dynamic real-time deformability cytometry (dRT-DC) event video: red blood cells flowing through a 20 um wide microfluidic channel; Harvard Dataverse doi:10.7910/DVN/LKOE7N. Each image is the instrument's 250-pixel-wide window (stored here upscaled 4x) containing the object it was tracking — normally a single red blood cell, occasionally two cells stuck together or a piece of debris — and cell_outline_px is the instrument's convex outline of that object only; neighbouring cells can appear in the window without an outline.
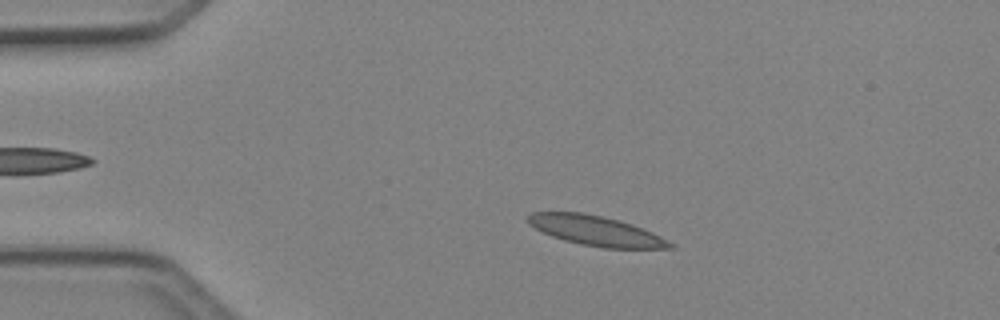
{"species": "Egyptian fruit bat (a non-hibernating species)", "species_latin": "Rousettus aegyptiacus", "temperature_condition": "cold", "stored_images_in_passage": 47, "camera_frame_rate_fps": 3000, "um_per_image_px": 0.085, "animal": {"sex": "female"}, "frame": {"image": 1, "passage_image": 9, "time_ms": 2.667, "image_size_px": [1000, 320], "cell_outline_px": [[676, 244], [672, 248], [604, 248], [580, 244], [564, 240], [552, 236], [528, 224], [528, 216], [532, 212], [584, 212], [620, 220], [632, 224], [652, 232]], "centroid_in_image_um": [50.68, 19.61], "position_along_channel_um": 34.3, "area_um2": 24.62}}
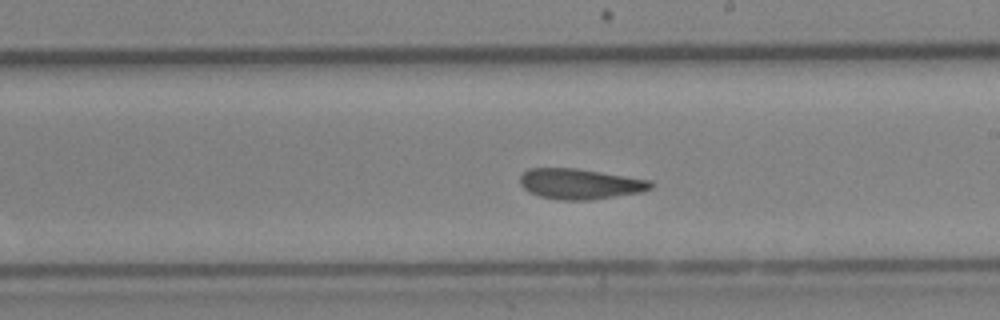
{"frame": {"image": 2, "passage_image": 27, "time_ms": 8.667, "image_size_px": [1000, 320], "cell_outline_px": [[652, 188], [640, 192], [592, 200], [560, 200], [540, 196], [528, 192], [520, 184], [520, 176], [528, 168], [576, 168], [652, 180]], "centroid_in_image_um": [49.29, 15.63], "position_along_channel_um": 239.7, "area_um2": 23.24}}
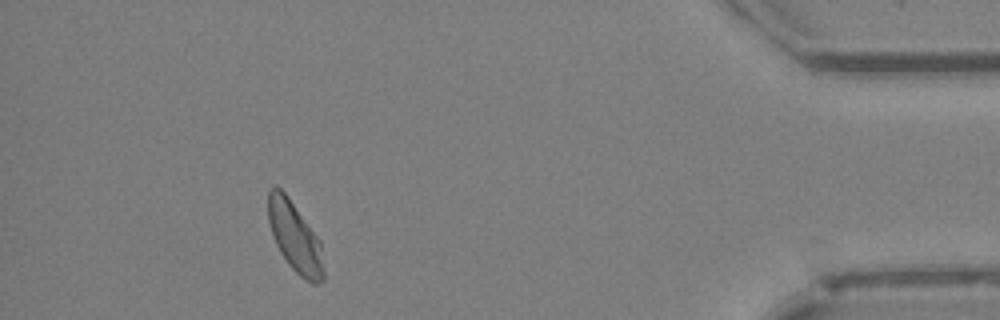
{"frame": {"image": 3, "passage_image": 43, "time_ms": 14.0, "image_size_px": [1000, 320], "cell_outline_px": [[324, 280], [316, 284], [312, 284], [300, 276], [288, 264], [280, 252], [276, 244], [268, 220], [268, 192], [276, 184], [284, 192], [320, 240], [324, 272]], "centroid_in_image_um": [25.07, 20.17], "position_along_channel_um": 410.1, "area_um2": 22.37}, "authors_computed_cell_mechanics": {"area_um2": 23.3512, "velocity_mm_per_s": 4.1957, "shape_relaxation_time_tau1_ms": 6.2363, "shape_relaxation_time_tau2_ms": 2.8761, "deformation_change_tau1": 0.1676, "deformation_change_tau2": 0.0985}}